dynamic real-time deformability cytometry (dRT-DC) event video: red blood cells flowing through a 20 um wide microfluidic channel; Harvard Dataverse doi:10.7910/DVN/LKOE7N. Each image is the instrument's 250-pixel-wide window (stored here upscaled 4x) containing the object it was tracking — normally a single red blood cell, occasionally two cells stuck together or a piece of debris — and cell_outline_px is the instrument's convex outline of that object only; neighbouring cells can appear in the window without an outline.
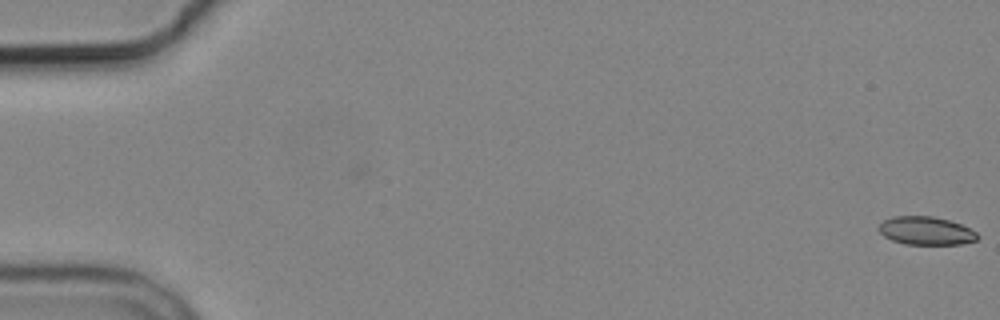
{"species": "common noctule bat (a hibernating species)", "species_latin": "Nyctalus noctula", "temperature_condition": "cold", "stored_images_in_passage": 2, "camera_frame_rate_fps": 3000, "um_per_image_px": 0.085, "animal": {"sex": "male", "body_mass_g": 19.2, "forearm_length_mm": 51.8}, "frame": {"image": 1, "passage_image": 2, "time_ms": 1.0, "image_size_px": [1000, 320], "cell_outline_px": [[980, 236], [976, 240], [960, 244], [904, 244], [892, 240], [884, 236], [880, 232], [880, 224], [884, 220], [892, 216], [932, 216], [948, 220], [960, 224], [976, 232]], "centroid_in_image_um": [78.71, 19.61], "position_along_channel_um": 6.3, "area_um2": 16.07}}